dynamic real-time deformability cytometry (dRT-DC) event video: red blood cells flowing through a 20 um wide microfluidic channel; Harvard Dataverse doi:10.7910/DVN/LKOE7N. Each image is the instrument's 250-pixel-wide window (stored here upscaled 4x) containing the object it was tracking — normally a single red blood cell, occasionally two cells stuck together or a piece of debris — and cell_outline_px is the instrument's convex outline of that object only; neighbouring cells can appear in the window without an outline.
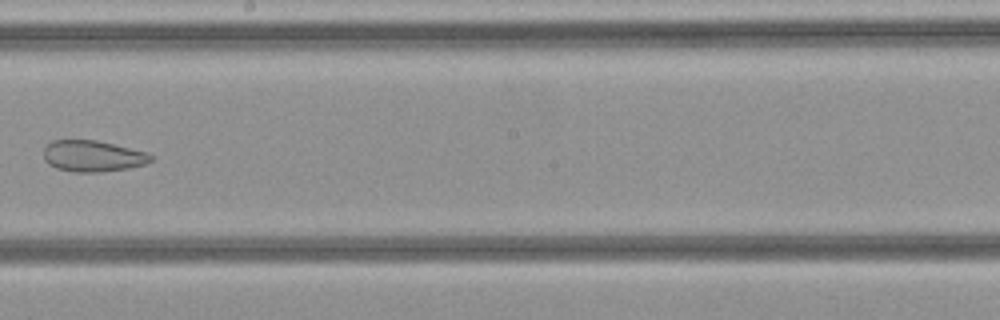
{"species": "common noctule bat (a hibernating species)", "species_latin": "Nyctalus noctula", "temperature_condition": "cold", "stored_images_in_passage": 35, "camera_frame_rate_fps": 3000, "um_per_image_px": 0.085, "animal": {"sex": "female", "body_mass_g": 21.9}, "frame": {"image": 1, "passage_image": 20, "time_ms": 6.333, "image_size_px": [1000, 320], "cell_outline_px": [[152, 160], [144, 164], [128, 168], [100, 172], [72, 172], [56, 168], [48, 164], [44, 160], [44, 148], [52, 140], [96, 140], [148, 152], [152, 156]], "centroid_in_image_um": [7.86, 13.27], "position_along_channel_um": 240.3, "area_um2": 19.54}}
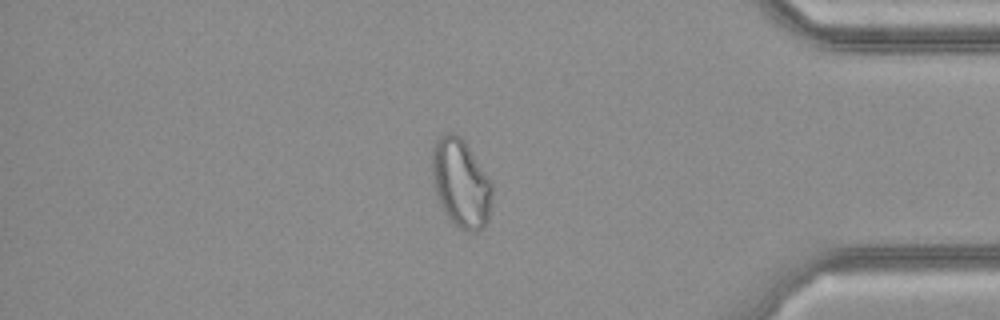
{"frame": {"image": 2, "passage_image": 30, "time_ms": 9.667, "image_size_px": [1000, 320], "cell_outline_px": [[492, 200], [488, 220], [484, 228], [476, 232], [464, 232], [452, 224], [444, 212], [436, 196], [432, 184], [432, 148], [436, 140], [448, 132], [452, 132], [460, 136], [464, 140], [492, 184]], "centroid_in_image_um": [39.16, 15.63], "position_along_channel_um": 396.0, "area_um2": 31.33}}